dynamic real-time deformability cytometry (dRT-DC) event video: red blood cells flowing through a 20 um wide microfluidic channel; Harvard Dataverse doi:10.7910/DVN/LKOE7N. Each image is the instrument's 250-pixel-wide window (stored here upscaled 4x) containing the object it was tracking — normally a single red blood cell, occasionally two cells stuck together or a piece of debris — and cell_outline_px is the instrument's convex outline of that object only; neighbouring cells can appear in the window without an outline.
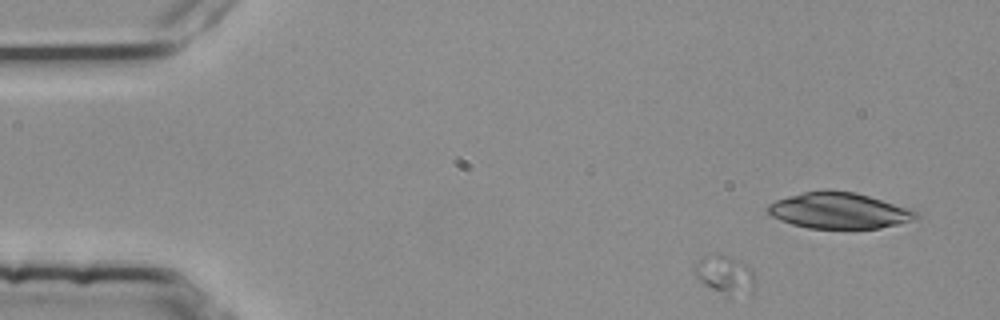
{"species": "common noctule bat (a hibernating species)", "species_latin": "Nyctalus noctula", "temperature_condition": "room temperature", "stored_images_in_passage": 4, "segment_of_instrument_passage": [1, 2], "camera_frame_rate_fps": 3000, "um_per_image_px": 0.085, "animal": {"sex": "female", "body_mass_g": 25.1}, "frame": {"image": 1, "passage_image": 1, "time_ms": 0.0, "image_size_px": [1000, 320], "cell_outline_px": [[752, 292], [728, 296], [724, 296], [704, 284], [696, 276], [692, 268], [704, 256], [712, 252], [716, 252], [736, 260], [752, 268]], "centroid_in_image_um": [61.56, 23.34], "position_along_channel_um": 23.4, "area_um2": 13.29}}